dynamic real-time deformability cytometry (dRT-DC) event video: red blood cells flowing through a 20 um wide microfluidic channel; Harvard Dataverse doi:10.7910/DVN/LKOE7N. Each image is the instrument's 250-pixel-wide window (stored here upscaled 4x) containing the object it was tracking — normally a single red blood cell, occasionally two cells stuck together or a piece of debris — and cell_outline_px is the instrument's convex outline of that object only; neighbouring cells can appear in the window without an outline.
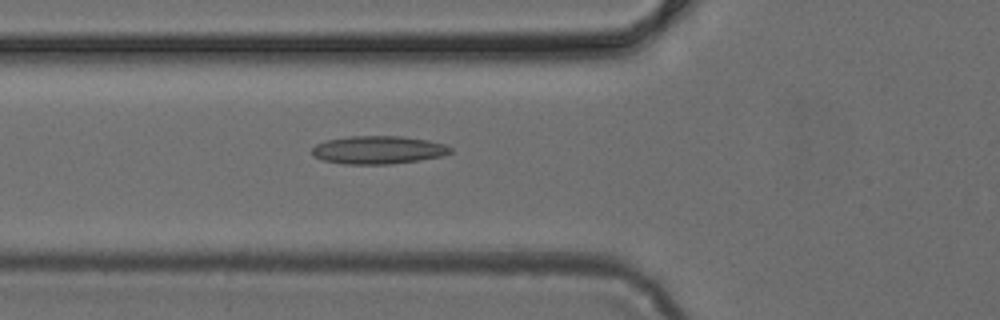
{"species": "common noctule bat (a hibernating species)", "species_latin": "Nyctalus noctula", "temperature_condition": "cold", "stored_images_in_passage": 15, "camera_frame_rate_fps": 3000, "um_per_image_px": 0.085, "animal": {"sex": "female", "body_mass_g": 24.6, "forearm_length_mm": 56.2}, "frame": {"image": 1, "passage_image": 14, "time_ms": 4.333, "image_size_px": [1000, 320], "cell_outline_px": [[452, 152], [444, 156], [420, 160], [392, 164], [344, 164], [320, 160], [312, 156], [312, 148], [316, 144], [328, 140], [348, 136], [400, 136], [428, 140], [448, 144], [452, 148]], "centroid_in_image_um": [32.17, 12.75], "position_along_channel_um": 93.6, "area_um2": 22.95}}